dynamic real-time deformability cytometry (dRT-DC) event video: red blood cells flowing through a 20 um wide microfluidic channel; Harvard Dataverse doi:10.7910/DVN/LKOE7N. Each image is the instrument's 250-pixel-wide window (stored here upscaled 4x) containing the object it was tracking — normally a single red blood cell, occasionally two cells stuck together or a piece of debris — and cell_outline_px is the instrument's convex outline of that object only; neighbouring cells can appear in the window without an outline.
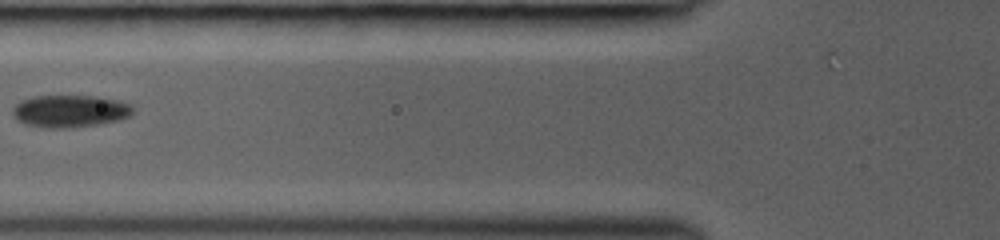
{"species": "common noctule bat (a hibernating species)", "species_latin": "Nyctalus noctula", "temperature_condition": "room temperature", "stored_images_in_passage": 5, "camera_frame_rate_fps": 3000, "um_per_image_px": 0.085, "animal": {"sex": "female", "body_mass_g": 19.0, "forearm_length_mm": 53.3}, "frame": {"image": 1, "passage_image": 5, "time_ms": 4.667, "image_size_px": [1000, 240], "cell_outline_px": [[132, 112], [128, 116], [120, 120], [96, 124], [68, 128], [44, 128], [24, 124], [16, 120], [12, 112], [12, 108], [20, 100], [32, 96], [100, 96], [120, 100], [132, 104]], "centroid_in_image_um": [5.92, 9.44], "position_along_channel_um": 119.9, "area_um2": 22.89}}